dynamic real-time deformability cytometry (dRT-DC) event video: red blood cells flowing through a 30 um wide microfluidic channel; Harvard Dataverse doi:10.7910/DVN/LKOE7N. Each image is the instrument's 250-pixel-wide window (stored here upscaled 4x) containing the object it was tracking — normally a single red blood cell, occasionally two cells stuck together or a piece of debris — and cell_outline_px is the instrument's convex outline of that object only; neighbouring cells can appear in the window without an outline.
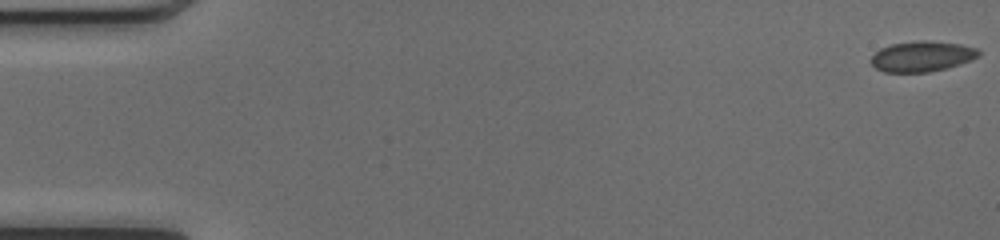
{"species": "common noctule bat (a hibernating species)", "species_latin": "Nyctalus noctula", "temperature_condition": "cold", "stored_images_in_passage": 51, "camera_frame_rate_fps": 3000, "um_per_image_px": 0.085, "animal": {"sex": "female", "body_mass_g": 17.0, "forearm_length_mm": 48.0}, "frame": {"image": 1, "passage_image": 1, "time_ms": 0.0, "image_size_px": [1000, 240], "cell_outline_px": [[980, 56], [972, 60], [948, 68], [928, 72], [884, 72], [876, 68], [868, 60], [880, 48], [892, 44], [920, 40], [924, 40], [960, 44], [980, 48]], "centroid_in_image_um": [78.4, 4.79], "position_along_channel_um": 6.6, "area_um2": 19.31}}
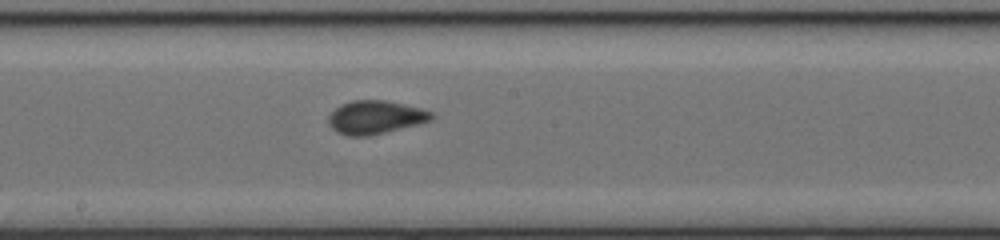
{"frame": {"image": 2, "passage_image": 28, "time_ms": 9.0, "image_size_px": [1000, 240], "cell_outline_px": [[436, 116], [432, 120], [368, 136], [348, 136], [336, 132], [328, 124], [328, 116], [340, 104], [352, 100], [384, 100], [404, 104], [420, 108], [432, 112]], "centroid_in_image_um": [31.88, 9.96], "position_along_channel_um": 216.3, "area_um2": 19.94}}
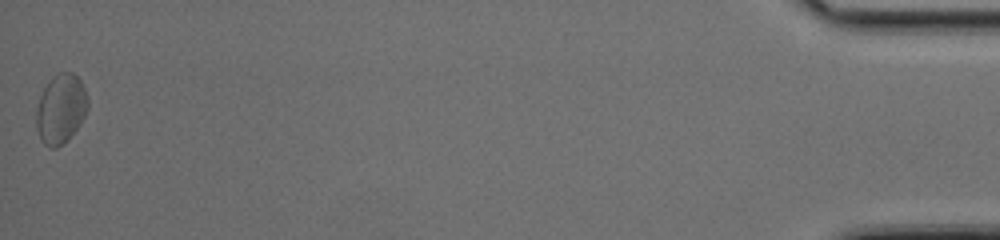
{"frame": {"image": 3, "passage_image": 51, "time_ms": 16.667, "image_size_px": [1000, 240], "cell_outline_px": [[88, 108], [84, 116], [68, 140], [56, 148], [48, 148], [44, 144], [36, 128], [36, 108], [40, 96], [48, 80], [60, 72], [72, 72], [80, 80], [84, 88], [88, 100]], "centroid_in_image_um": [5.15, 9.25], "position_along_channel_um": 430.0, "area_um2": 20.75}, "authors_computed_cell_mechanics": {"area_um2": 19.4208, "velocity_mm_per_s": 4.099, "shape_relaxation_time_tau1_ms": 7.5774, "shape_relaxation_time_tau2_ms": 1.4341, "deformation_change_tau1": 0.0884, "deformation_change_tau2": 0.0605}}